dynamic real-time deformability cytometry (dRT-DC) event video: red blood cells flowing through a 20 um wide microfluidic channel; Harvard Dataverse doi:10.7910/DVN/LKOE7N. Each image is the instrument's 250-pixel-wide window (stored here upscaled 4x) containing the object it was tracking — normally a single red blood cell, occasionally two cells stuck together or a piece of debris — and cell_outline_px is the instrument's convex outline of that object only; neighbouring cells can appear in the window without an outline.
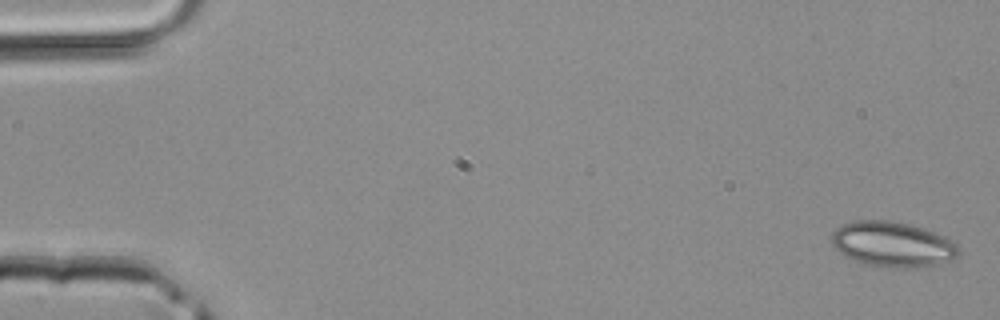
{"species": "common noctule bat (a hibernating species)", "species_latin": "Nyctalus noctula", "temperature_condition": "room temperature", "stored_images_in_passage": 44, "camera_frame_rate_fps": 3000, "um_per_image_px": 0.085, "animal": {"sex": "male", "body_mass_g": 20.4}, "frame": {"image": 1, "passage_image": 1, "time_ms": 0.0, "image_size_px": [1000, 320], "cell_outline_px": [[960, 252], [956, 256], [940, 264], [908, 268], [888, 268], [868, 264], [856, 260], [840, 252], [832, 244], [832, 232], [840, 224], [856, 220], [888, 220], [908, 224], [944, 236], [952, 240], [960, 248]], "centroid_in_image_um": [75.87, 20.76], "position_along_channel_um": 9.1, "area_um2": 33.23}}
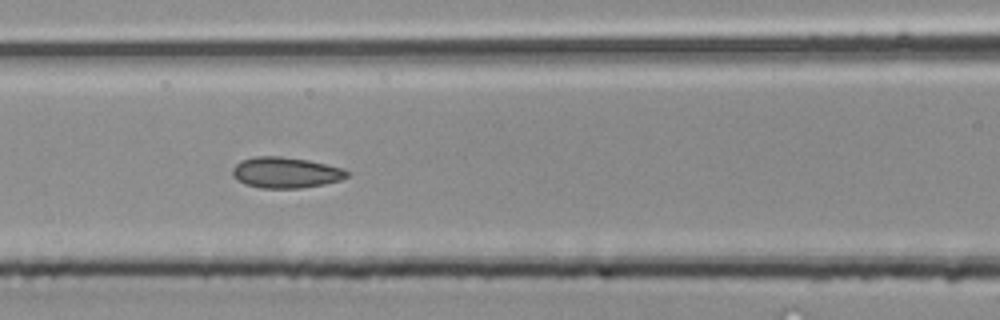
{"frame": {"image": 2, "passage_image": 19, "time_ms": 6.0, "image_size_px": [1000, 320], "cell_outline_px": [[348, 176], [340, 180], [324, 184], [300, 188], [260, 188], [244, 184], [236, 180], [232, 176], [232, 168], [240, 160], [256, 156], [280, 156], [308, 160], [344, 168], [348, 172]], "centroid_in_image_um": [24.25, 14.67], "position_along_channel_um": 142.4, "area_um2": 20.75}}
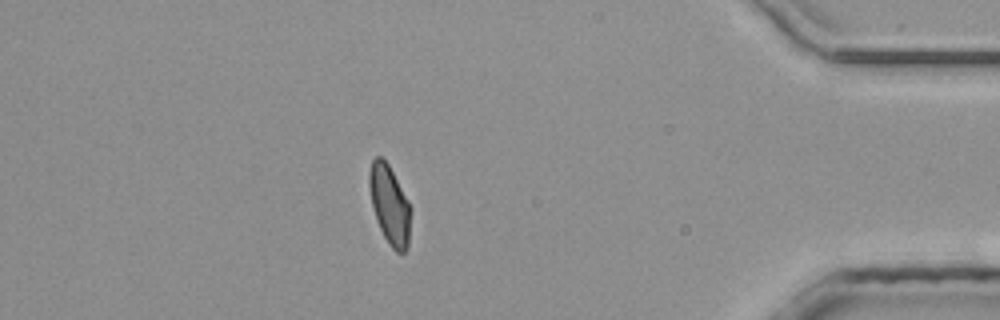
{"frame": {"image": 3, "passage_image": 38, "time_ms": 12.333, "image_size_px": [1000, 320], "cell_outline_px": [[412, 208], [408, 248], [404, 252], [396, 252], [388, 244], [376, 220], [372, 204], [368, 184], [368, 172], [372, 160], [376, 156], [380, 156], [388, 164], [408, 200]], "centroid_in_image_um": [33.12, 17.42], "position_along_channel_um": 402.1, "area_um2": 19.25}}